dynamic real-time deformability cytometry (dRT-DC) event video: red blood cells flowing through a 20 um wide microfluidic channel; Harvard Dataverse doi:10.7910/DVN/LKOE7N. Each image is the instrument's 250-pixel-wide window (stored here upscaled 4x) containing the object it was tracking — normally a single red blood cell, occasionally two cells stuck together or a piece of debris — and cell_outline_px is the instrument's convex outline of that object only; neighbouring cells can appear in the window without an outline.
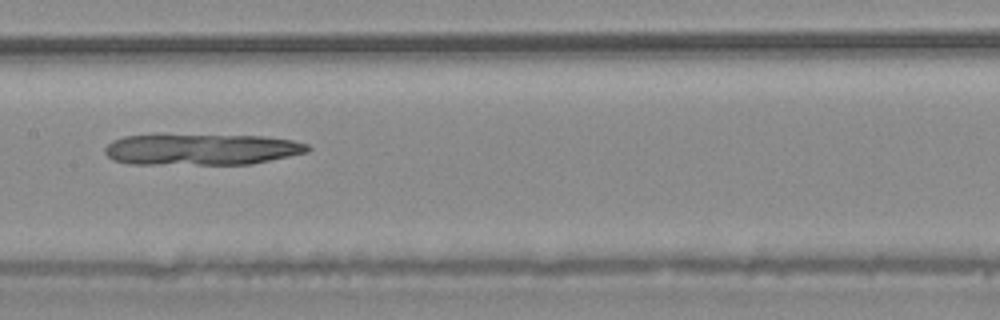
{"species": "common noctule bat (a hibernating species)", "species_latin": "Nyctalus noctula", "temperature_condition": "warm", "stored_images_in_passage": 41, "camera_frame_rate_fps": 3000, "um_per_image_px": 0.085, "animal": {"sex": "male", "body_mass_g": 20.4}, "frame": {"image": 1, "passage_image": 18, "time_ms": 5.667, "image_size_px": [1000, 320], "cell_outline_px": [[312, 148], [308, 152], [252, 164], [128, 164], [112, 160], [104, 152], [104, 148], [112, 140], [124, 136], [264, 136], [292, 140], [308, 144]], "centroid_in_image_um": [17.14, 12.72], "position_along_channel_um": 190.3, "area_um2": 36.53}}